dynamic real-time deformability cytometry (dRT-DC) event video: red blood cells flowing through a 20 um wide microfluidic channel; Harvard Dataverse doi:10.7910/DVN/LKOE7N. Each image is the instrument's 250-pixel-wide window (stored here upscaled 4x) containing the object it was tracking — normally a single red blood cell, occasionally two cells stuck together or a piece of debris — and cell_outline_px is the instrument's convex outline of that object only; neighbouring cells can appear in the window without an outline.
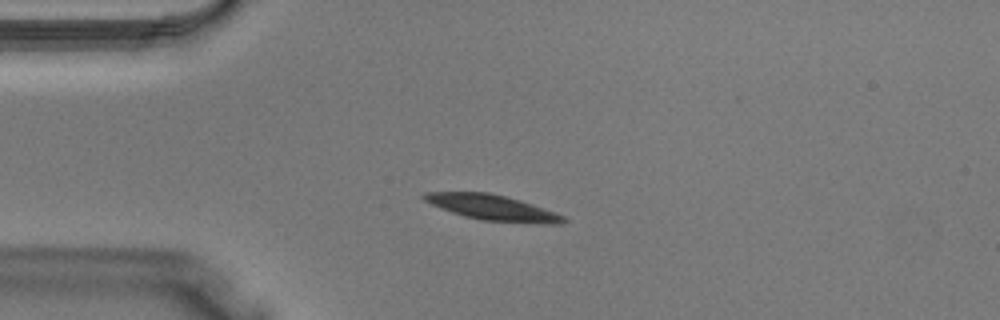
{"species": "Egyptian fruit bat (a non-hibernating species)", "species_latin": "Rousettus aegyptiacus", "temperature_condition": "warm", "stored_images_in_passage": 31, "camera_frame_rate_fps": 3000, "um_per_image_px": 0.085, "animal": {"sex": "male"}, "frame": {"image": 1, "passage_image": 1, "time_ms": 0.0, "image_size_px": [1000, 320], "cell_outline_px": [[568, 220], [560, 224], [548, 224], [484, 220], [464, 216], [452, 212], [432, 204], [424, 200], [420, 196], [428, 192], [488, 192], [520, 200], [532, 204], [564, 216]], "centroid_in_image_um": [41.87, 17.64], "position_along_channel_um": 43.1, "area_um2": 20.29}}
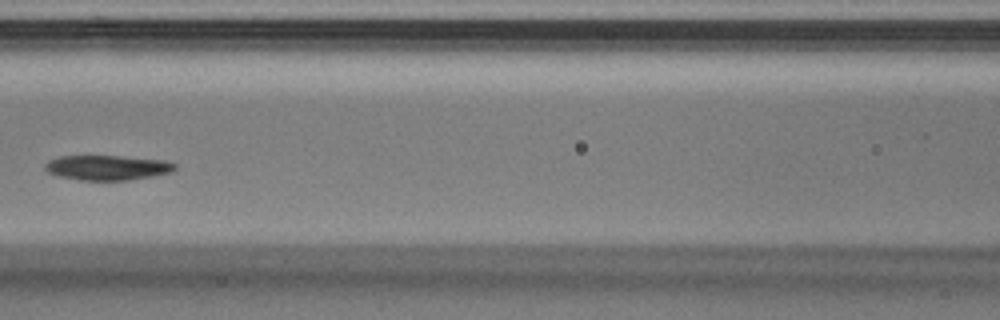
{"frame": {"image": 2, "passage_image": 9, "time_ms": 2.667, "image_size_px": [1000, 320], "cell_outline_px": [[176, 168], [168, 172], [152, 176], [128, 180], [80, 180], [60, 176], [48, 172], [44, 168], [44, 164], [48, 160], [60, 156], [120, 156], [168, 160], [176, 164]], "centroid_in_image_um": [9.11, 14.24], "position_along_channel_um": 157.5, "area_um2": 18.79}}
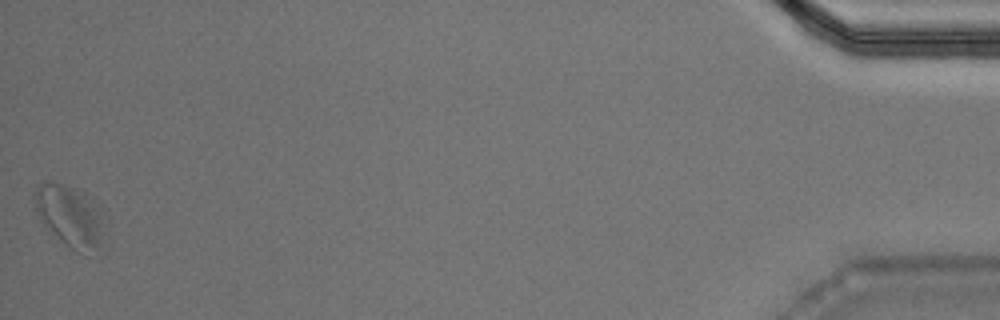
{"frame": {"image": 3, "passage_image": 31, "time_ms": 10.0, "image_size_px": [1000, 320], "cell_outline_px": [[108, 208], [100, 260], [84, 256], [76, 252], [44, 224], [36, 208], [36, 188], [44, 180], [60, 184], [88, 192]], "centroid_in_image_um": [6.21, 18.45], "position_along_channel_um": 429.0, "area_um2": 26.93}}